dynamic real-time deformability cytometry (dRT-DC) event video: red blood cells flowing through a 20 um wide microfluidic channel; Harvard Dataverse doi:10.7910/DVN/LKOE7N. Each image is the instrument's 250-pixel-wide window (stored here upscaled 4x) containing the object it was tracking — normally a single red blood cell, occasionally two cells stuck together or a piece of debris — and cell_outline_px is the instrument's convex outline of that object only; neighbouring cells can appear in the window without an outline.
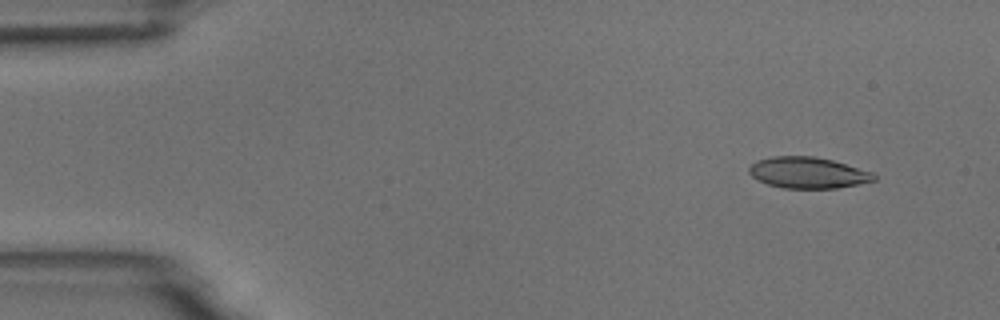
{"species": "common noctule bat (a hibernating species)", "species_latin": "Nyctalus noctula", "temperature_condition": "room temperature", "stored_images_in_passage": 6, "camera_frame_rate_fps": 3000, "um_per_image_px": 0.085, "animal": {"sex": "male", "body_mass_g": 18.8}, "frame": {"image": 1, "passage_image": 2, "time_ms": 1.0, "image_size_px": [1000, 320], "cell_outline_px": [[876, 180], [836, 188], [784, 188], [768, 184], [756, 180], [748, 172], [748, 168], [756, 160], [772, 156], [812, 156], [832, 160], [872, 172], [876, 176]], "centroid_in_image_um": [68.63, 14.67], "position_along_channel_um": 16.4, "area_um2": 22.6}}
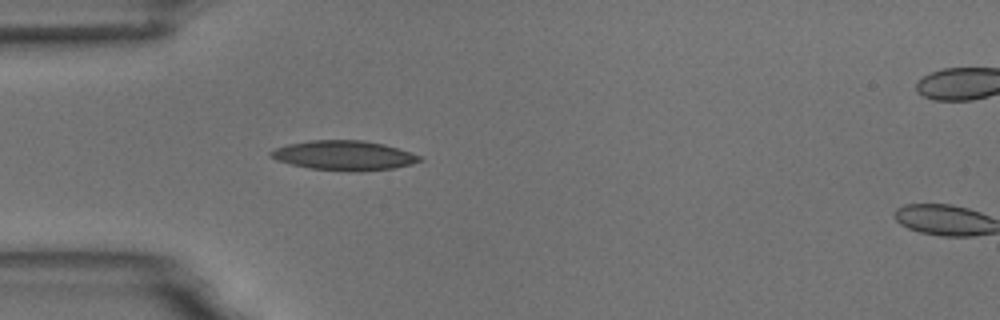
{"frame": {"image": 2, "passage_image": 5, "time_ms": 4.667, "image_size_px": [1000, 320], "cell_outline_px": [[424, 160], [412, 164], [392, 168], [360, 172], [352, 172], [312, 168], [292, 164], [276, 160], [268, 152], [276, 148], [288, 144], [308, 140], [364, 140], [384, 144], [420, 156]], "centroid_in_image_um": [29.25, 13.21], "position_along_channel_um": 55.8, "area_um2": 25.55}}